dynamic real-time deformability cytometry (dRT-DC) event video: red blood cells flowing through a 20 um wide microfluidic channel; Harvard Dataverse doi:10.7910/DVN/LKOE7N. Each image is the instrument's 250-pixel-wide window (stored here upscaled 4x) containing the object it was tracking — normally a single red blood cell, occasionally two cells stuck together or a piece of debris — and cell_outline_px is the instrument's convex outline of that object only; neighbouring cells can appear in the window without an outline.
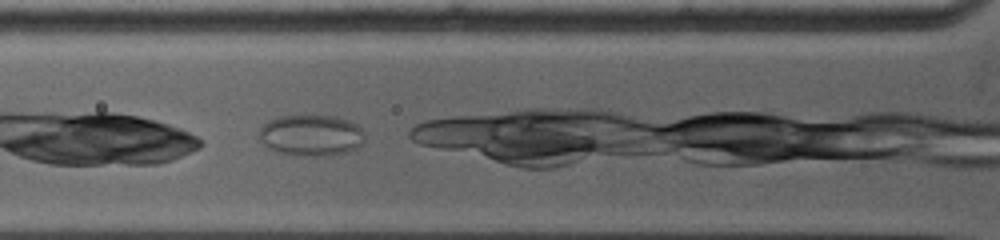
{"species": "common noctule bat (a hibernating species)", "species_latin": "Nyctalus noctula", "temperature_condition": "warm", "stored_images_in_passage": 2, "camera_frame_rate_fps": 5000, "um_per_image_px": 0.085, "animal": {"sex": "female", "body_mass_g": 19.0, "forearm_length_mm": 53.3}, "frame": {"image": 1, "passage_image": 2, "time_ms": 1.0, "image_size_px": [1000, 240], "cell_outline_px": [[364, 140], [356, 148], [348, 152], [332, 156], [292, 156], [276, 152], [268, 148], [260, 140], [260, 128], [268, 120], [280, 116], [336, 116], [348, 120], [356, 124], [364, 132]], "centroid_in_image_um": [26.44, 11.53], "position_along_channel_um": 99.4, "area_um2": 25.66}}